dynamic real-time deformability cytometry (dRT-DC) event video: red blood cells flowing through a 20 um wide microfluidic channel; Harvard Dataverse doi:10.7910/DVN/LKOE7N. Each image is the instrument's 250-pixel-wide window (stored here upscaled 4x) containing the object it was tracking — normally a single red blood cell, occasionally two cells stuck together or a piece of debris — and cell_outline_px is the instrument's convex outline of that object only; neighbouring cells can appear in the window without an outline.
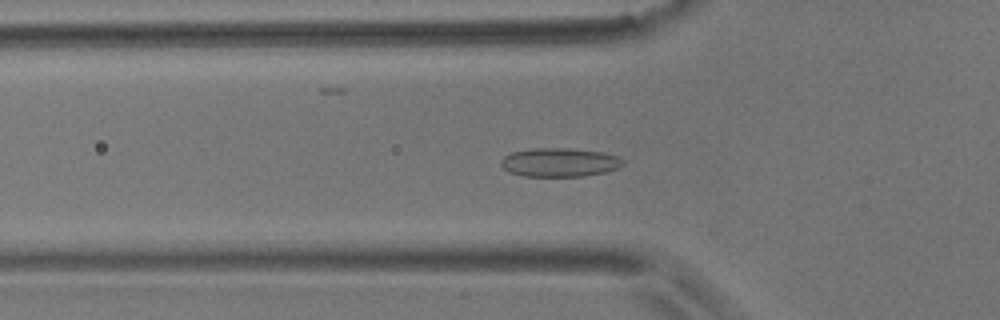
{"species": "common noctule bat (a hibernating species)", "species_latin": "Nyctalus noctula", "temperature_condition": "room temperature", "stored_images_in_passage": 55, "camera_frame_rate_fps": 3000, "um_per_image_px": 0.085, "animal": {"sex": "male", "body_mass_g": 17.9}, "frame": {"image": 1, "passage_image": 18, "time_ms": 5.667, "image_size_px": [1000, 320], "cell_outline_px": [[624, 164], [620, 168], [604, 172], [584, 176], [524, 176], [508, 172], [500, 164], [500, 160], [504, 156], [512, 152], [532, 148], [568, 148], [604, 152], [616, 156], [624, 160]], "centroid_in_image_um": [47.56, 13.8], "position_along_channel_um": 78.2, "area_um2": 20.58}}
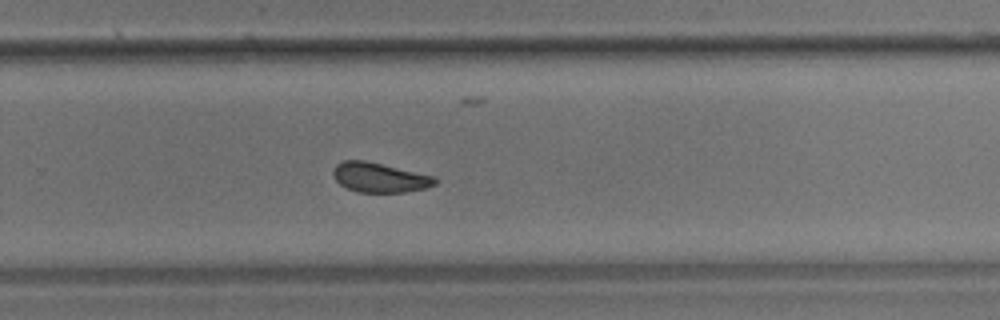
{"frame": {"image": 2, "passage_image": 36, "time_ms": 11.667, "image_size_px": [1000, 320], "cell_outline_px": [[436, 184], [424, 188], [404, 192], [356, 192], [340, 184], [332, 176], [332, 172], [336, 164], [340, 160], [364, 160], [436, 176]], "centroid_in_image_um": [32.23, 15.08], "position_along_channel_um": 297.6, "area_um2": 17.63}}
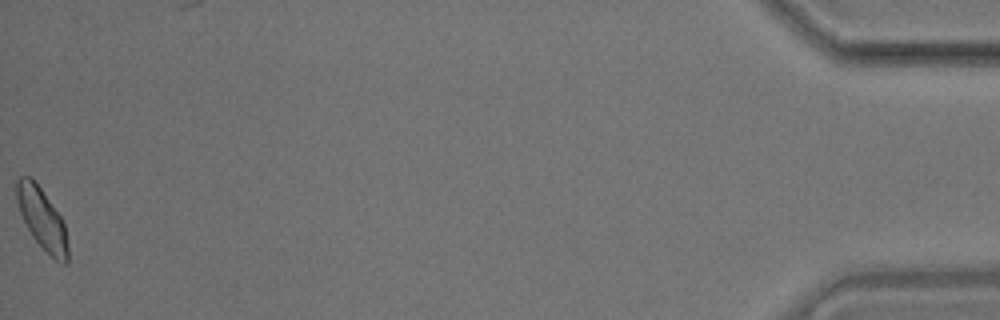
{"frame": {"image": 3, "passage_image": 55, "time_ms": 18.0, "image_size_px": [1000, 320], "cell_outline_px": [[68, 264], [64, 264], [56, 260], [32, 236], [20, 212], [16, 200], [16, 180], [20, 176], [32, 176], [64, 220], [68, 244]], "centroid_in_image_um": [3.59, 18.56], "position_along_channel_um": 431.6, "area_um2": 18.26}, "authors_computed_cell_mechanics": {"area_um2": 18.496, "velocity_mm_per_s": 3.6441, "shape_relaxation_time_tau1_ms": 3.5818, "shape_relaxation_time_tau2_ms": 1.7978, "deformation_change_tau1": 0.0973, "deformation_change_tau2": 0.0695}}